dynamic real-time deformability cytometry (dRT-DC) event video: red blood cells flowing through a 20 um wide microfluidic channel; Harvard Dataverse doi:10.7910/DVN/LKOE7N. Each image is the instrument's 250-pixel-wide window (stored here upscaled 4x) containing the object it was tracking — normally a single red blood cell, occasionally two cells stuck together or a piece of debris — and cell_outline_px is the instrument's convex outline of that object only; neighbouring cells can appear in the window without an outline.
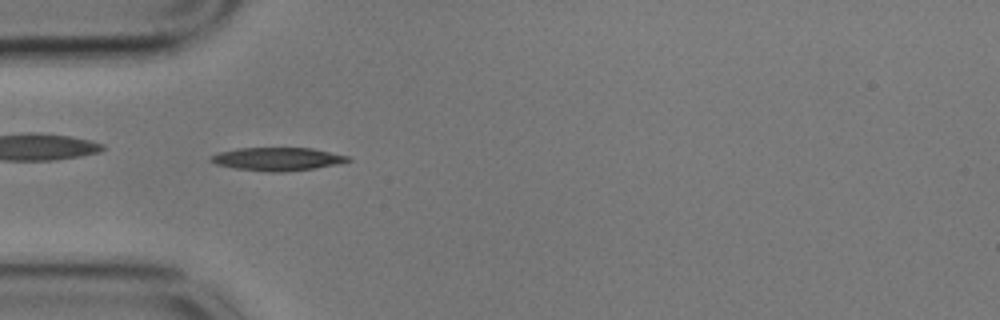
{"species": "common noctule bat (a hibernating species)", "species_latin": "Nyctalus noctula", "temperature_condition": "cold", "stored_images_in_passage": 56, "camera_frame_rate_fps": 3000, "um_per_image_px": 0.085, "animal": {"sex": "male", "body_mass_g": 17.9}, "frame": {"image": 1, "passage_image": 16, "time_ms": 5.0, "image_size_px": [1000, 320], "cell_outline_px": [[352, 160], [340, 164], [316, 168], [284, 172], [268, 172], [232, 168], [216, 164], [208, 160], [212, 156], [220, 152], [236, 148], [312, 148], [348, 156]], "centroid_in_image_um": [23.59, 13.52], "position_along_channel_um": 61.4, "area_um2": 18.61}}